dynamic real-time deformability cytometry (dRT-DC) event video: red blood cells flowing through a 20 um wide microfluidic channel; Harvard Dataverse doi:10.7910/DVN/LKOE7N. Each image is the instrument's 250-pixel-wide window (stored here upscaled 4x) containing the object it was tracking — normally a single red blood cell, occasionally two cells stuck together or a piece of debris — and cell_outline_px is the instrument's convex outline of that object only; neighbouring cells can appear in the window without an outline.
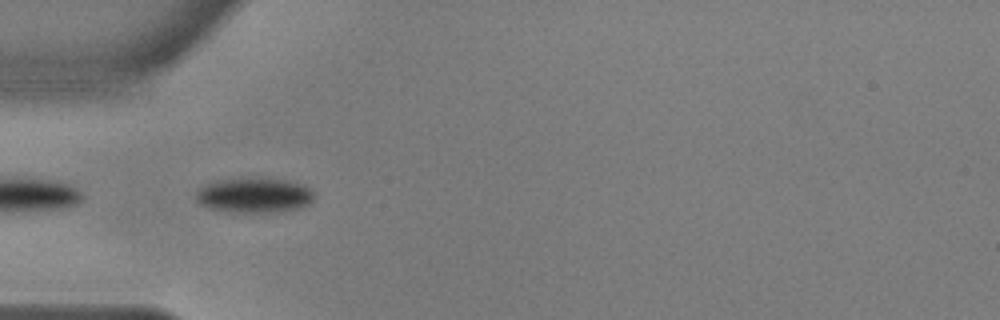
{"species": "common noctule bat (a hibernating species)", "species_latin": "Nyctalus noctula", "temperature_condition": "warm", "stored_images_in_passage": 4, "camera_frame_rate_fps": 3000, "um_per_image_px": 0.085, "animal": {"sex": "male", "body_mass_g": 17.9, "forearm_length_mm": 54.2}, "frame": {"image": 1, "passage_image": 1, "time_ms": 0.0, "image_size_px": [1000, 320], "cell_outline_px": [[312, 200], [308, 204], [284, 212], [236, 212], [208, 208], [196, 200], [196, 192], [208, 180], [240, 176], [260, 176], [288, 180], [304, 184], [312, 192]], "centroid_in_image_um": [21.55, 16.53], "position_along_channel_um": 63.4, "area_um2": 24.97}}